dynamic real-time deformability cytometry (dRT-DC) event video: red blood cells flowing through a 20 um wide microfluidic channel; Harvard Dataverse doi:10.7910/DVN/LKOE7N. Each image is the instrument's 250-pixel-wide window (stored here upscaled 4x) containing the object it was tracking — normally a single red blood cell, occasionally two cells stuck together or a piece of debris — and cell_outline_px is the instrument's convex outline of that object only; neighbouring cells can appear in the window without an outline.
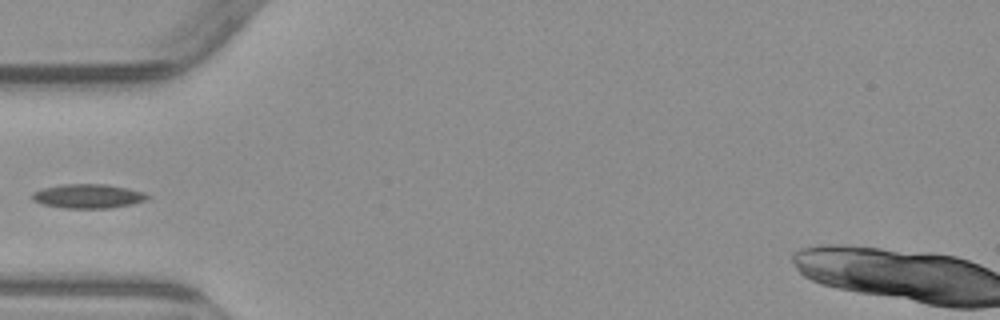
{"species": "common noctule bat (a hibernating species)", "species_latin": "Nyctalus noctula", "temperature_condition": "warm", "stored_images_in_passage": 4, "camera_frame_rate_fps": 3000, "um_per_image_px": 0.085, "animal": {"sex": "male", "body_mass_g": 23.1, "forearm_length_mm": 52.7}, "frame": {"image": 1, "passage_image": 4, "time_ms": 4.333, "image_size_px": [1000, 320], "cell_outline_px": [[152, 196], [144, 200], [132, 204], [108, 208], [64, 208], [44, 204], [32, 200], [32, 192], [44, 188], [60, 184], [104, 184], [128, 188], [144, 192]], "centroid_in_image_um": [7.49, 16.66], "position_along_channel_um": 77.5, "area_um2": 16.18}}